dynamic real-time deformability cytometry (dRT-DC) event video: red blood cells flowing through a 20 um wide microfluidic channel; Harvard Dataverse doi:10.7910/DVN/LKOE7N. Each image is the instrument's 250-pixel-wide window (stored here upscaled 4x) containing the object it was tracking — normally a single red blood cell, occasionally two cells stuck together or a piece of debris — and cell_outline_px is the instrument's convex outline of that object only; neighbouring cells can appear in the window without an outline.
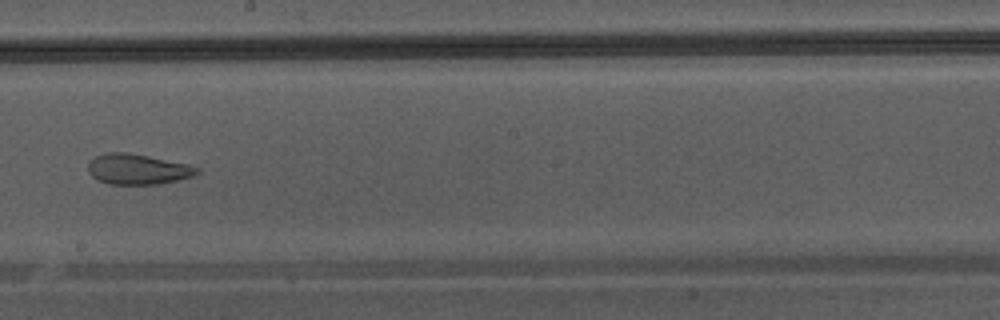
{"species": "Egyptian fruit bat (a non-hibernating species)", "species_latin": "Rousettus aegyptiacus", "temperature_condition": "warm", "stored_images_in_passage": 48, "camera_frame_rate_fps": 3000, "um_per_image_px": 0.085, "animal": {"sex": "male"}, "frame": {"image": 1, "passage_image": 28, "time_ms": 9.0, "image_size_px": [1000, 320], "cell_outline_px": [[200, 172], [196, 176], [156, 184], [108, 184], [92, 176], [88, 172], [88, 160], [104, 152], [128, 152], [188, 164], [200, 168]], "centroid_in_image_um": [11.7, 14.37], "position_along_channel_um": 236.5, "area_um2": 19.42}}